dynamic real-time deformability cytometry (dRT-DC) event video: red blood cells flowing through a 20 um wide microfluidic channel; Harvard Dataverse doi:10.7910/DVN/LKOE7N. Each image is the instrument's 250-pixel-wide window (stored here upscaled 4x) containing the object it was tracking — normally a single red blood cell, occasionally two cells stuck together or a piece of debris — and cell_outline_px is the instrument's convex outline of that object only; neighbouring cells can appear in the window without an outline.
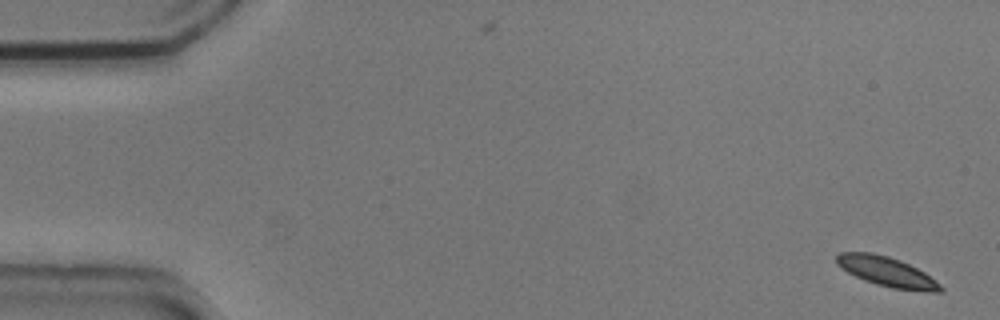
{"species": "common noctule bat (a hibernating species)", "species_latin": "Nyctalus noctula", "temperature_condition": "cold", "stored_images_in_passage": 5, "camera_frame_rate_fps": 3000, "um_per_image_px": 0.085, "animal": {"sex": "male", "body_mass_g": 20.5, "forearm_length_mm": 52.5}, "frame": {"image": 1, "passage_image": 1, "time_ms": 0.0, "image_size_px": [1000, 320], "cell_outline_px": [[944, 292], [924, 292], [892, 288], [876, 284], [864, 280], [848, 272], [836, 264], [836, 256], [840, 252], [872, 252], [888, 256], [900, 260], [924, 272], [936, 280], [944, 288]], "centroid_in_image_um": [75.41, 23.1], "position_along_channel_um": 9.6, "area_um2": 18.09}}
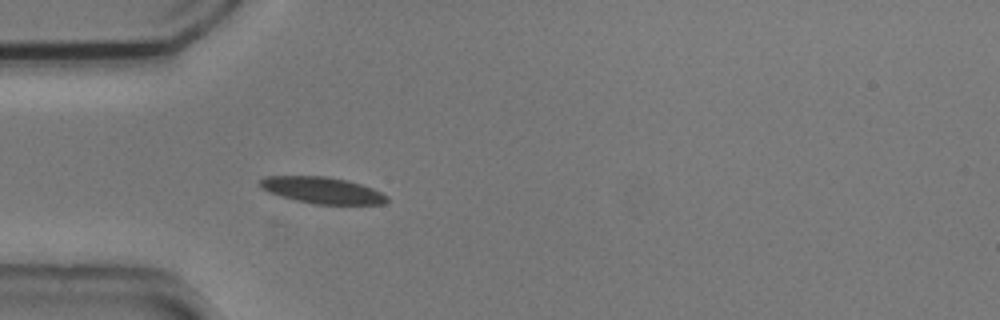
{"frame": {"image": 2, "passage_image": 5, "time_ms": 1.333, "image_size_px": [1000, 320], "cell_outline_px": [[388, 200], [384, 204], [312, 204], [280, 196], [268, 192], [260, 188], [260, 180], [264, 176], [324, 176], [348, 180], [372, 188], [388, 196]], "centroid_in_image_um": [27.37, 16.17], "position_along_channel_um": 57.6, "area_um2": 19.59}}